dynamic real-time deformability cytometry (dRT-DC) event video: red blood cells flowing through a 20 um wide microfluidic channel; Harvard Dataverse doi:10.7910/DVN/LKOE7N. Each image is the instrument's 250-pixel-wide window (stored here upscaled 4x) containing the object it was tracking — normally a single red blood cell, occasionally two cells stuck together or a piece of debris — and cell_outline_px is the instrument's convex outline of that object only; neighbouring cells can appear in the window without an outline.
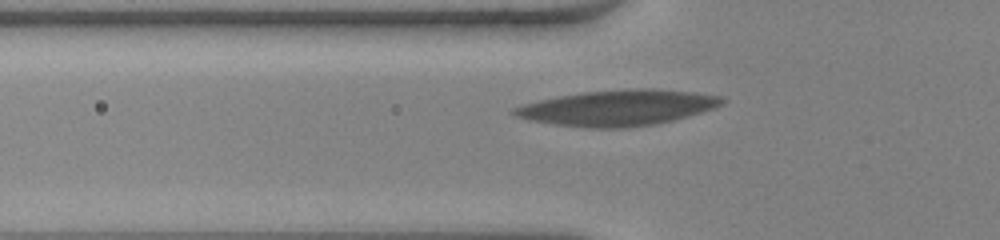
{"species": "human", "species_latin": "Homo sapiens", "temperature_condition": "warm", "stored_images_in_passage": 39, "segment_of_instrument_passage": [1, 2], "camera_frame_rate_fps": 3000, "um_per_image_px": 0.085, "donor": {"sex": "female"}, "frame": {"image": 1, "passage_image": 5, "time_ms": 1.333, "image_size_px": [1000, 240], "cell_outline_px": [[728, 100], [724, 104], [688, 116], [672, 120], [652, 124], [624, 128], [588, 128], [552, 124], [528, 120], [516, 116], [508, 112], [512, 108], [524, 104], [540, 100], [560, 96], [584, 92], [628, 88], [652, 88], [692, 92], [720, 96]], "centroid_in_image_um": [52.48, 9.16], "position_along_channel_um": 73.3, "area_um2": 43.18}}
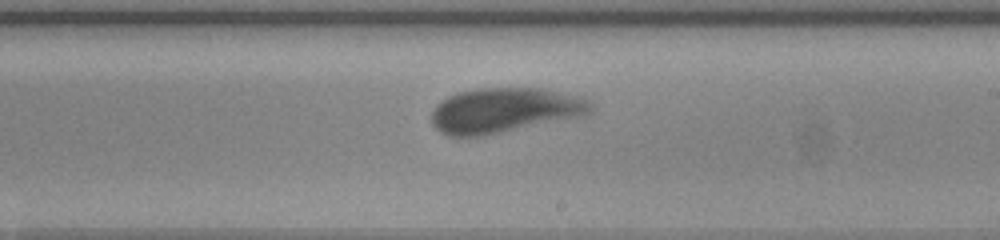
{"frame": {"image": 2, "passage_image": 18, "time_ms": 5.667, "image_size_px": [1000, 240], "cell_outline_px": [[592, 112], [580, 116], [484, 136], [448, 136], [440, 132], [432, 124], [432, 112], [436, 104], [448, 96], [460, 92], [476, 88], [540, 88], [588, 100], [592, 104]], "centroid_in_image_um": [42.81, 9.38], "position_along_channel_um": 246.2, "area_um2": 41.21}}
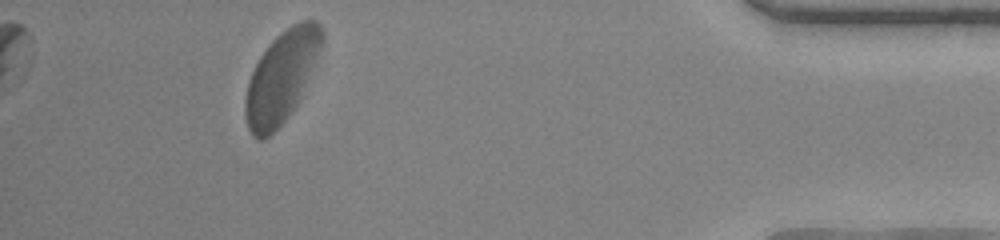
{"frame": {"image": 3, "passage_image": 34, "time_ms": 11.0, "image_size_px": [1000, 240], "cell_outline_px": [[324, 40], [320, 52], [300, 96], [292, 112], [264, 140], [256, 140], [252, 136], [248, 128], [244, 116], [244, 100], [248, 80], [260, 56], [268, 44], [280, 32], [292, 24], [300, 20], [316, 20], [320, 24], [324, 32]], "centroid_in_image_um": [23.91, 6.51], "position_along_channel_um": 411.3, "area_um2": 40.81}}